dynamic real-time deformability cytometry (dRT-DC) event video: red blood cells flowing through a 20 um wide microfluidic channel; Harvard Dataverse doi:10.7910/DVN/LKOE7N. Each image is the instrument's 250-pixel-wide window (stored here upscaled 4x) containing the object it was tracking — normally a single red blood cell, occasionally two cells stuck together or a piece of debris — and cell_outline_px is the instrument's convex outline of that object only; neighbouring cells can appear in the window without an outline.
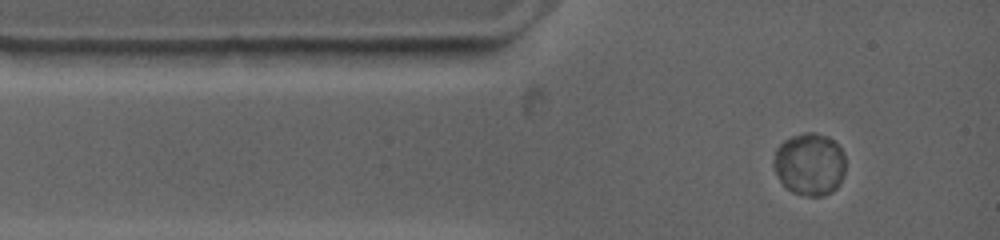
{"species": "common noctule bat (a hibernating species)", "species_latin": "Nyctalus noctula", "temperature_condition": "warm", "stored_images_in_passage": 3, "camera_frame_rate_fps": 4500, "um_per_image_px": 0.085, "animal": {"sex": "female", "body_mass_g": 19.0, "forearm_length_mm": 53.3}, "frame": {"image": 1, "passage_image": 1, "time_ms": 0.0, "image_size_px": [1000, 240], "cell_outline_px": [[844, 172], [836, 188], [832, 192], [824, 196], [804, 196], [792, 192], [780, 180], [776, 172], [776, 148], [784, 140], [792, 136], [804, 132], [816, 132], [828, 136], [844, 152]], "centroid_in_image_um": [68.84, 13.95], "position_along_channel_um": 16.2, "area_um2": 25.84}}
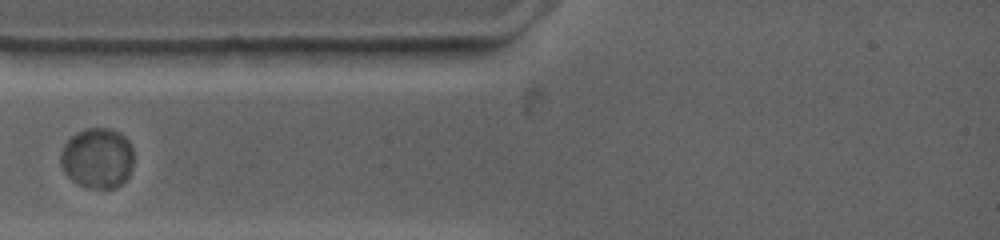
{"frame": {"image": 2, "passage_image": 3, "time_ms": 2.222, "image_size_px": [1000, 240], "cell_outline_px": [[132, 164], [128, 176], [116, 188], [92, 188], [80, 184], [72, 180], [64, 172], [60, 160], [60, 156], [64, 144], [72, 136], [84, 128], [112, 128], [120, 132], [128, 140], [132, 148]], "centroid_in_image_um": [8.28, 13.42], "position_along_channel_um": 76.7, "area_um2": 25.61}}